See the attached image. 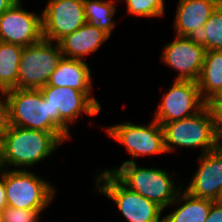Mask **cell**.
I'll list each match as a JSON object with an SVG mask.
<instances>
[{
	"label": "cell",
	"mask_w": 222,
	"mask_h": 222,
	"mask_svg": "<svg viewBox=\"0 0 222 222\" xmlns=\"http://www.w3.org/2000/svg\"><path fill=\"white\" fill-rule=\"evenodd\" d=\"M68 137L63 132H45L11 125L3 137L4 168L31 166L48 157Z\"/></svg>",
	"instance_id": "6da1fadb"
},
{
	"label": "cell",
	"mask_w": 222,
	"mask_h": 222,
	"mask_svg": "<svg viewBox=\"0 0 222 222\" xmlns=\"http://www.w3.org/2000/svg\"><path fill=\"white\" fill-rule=\"evenodd\" d=\"M162 128L166 152H171L174 146H185L200 147L204 154L219 147L215 114L206 105L192 116L164 123Z\"/></svg>",
	"instance_id": "7a4b0ae2"
},
{
	"label": "cell",
	"mask_w": 222,
	"mask_h": 222,
	"mask_svg": "<svg viewBox=\"0 0 222 222\" xmlns=\"http://www.w3.org/2000/svg\"><path fill=\"white\" fill-rule=\"evenodd\" d=\"M112 172L126 187L155 202L162 209L175 203L180 189L174 187L167 171L155 168L137 167L135 161H125Z\"/></svg>",
	"instance_id": "3957f363"
},
{
	"label": "cell",
	"mask_w": 222,
	"mask_h": 222,
	"mask_svg": "<svg viewBox=\"0 0 222 222\" xmlns=\"http://www.w3.org/2000/svg\"><path fill=\"white\" fill-rule=\"evenodd\" d=\"M6 93L10 125L45 132H62L52 122V107L40 90L15 88Z\"/></svg>",
	"instance_id": "277c9868"
},
{
	"label": "cell",
	"mask_w": 222,
	"mask_h": 222,
	"mask_svg": "<svg viewBox=\"0 0 222 222\" xmlns=\"http://www.w3.org/2000/svg\"><path fill=\"white\" fill-rule=\"evenodd\" d=\"M51 43L42 39L23 47L18 69V89L40 90L47 85L63 57L59 44L52 46Z\"/></svg>",
	"instance_id": "5b68a950"
},
{
	"label": "cell",
	"mask_w": 222,
	"mask_h": 222,
	"mask_svg": "<svg viewBox=\"0 0 222 222\" xmlns=\"http://www.w3.org/2000/svg\"><path fill=\"white\" fill-rule=\"evenodd\" d=\"M97 177L100 193L116 203L127 221L163 222V218L160 219L163 209L159 205L130 190L112 172L105 170Z\"/></svg>",
	"instance_id": "8992f818"
},
{
	"label": "cell",
	"mask_w": 222,
	"mask_h": 222,
	"mask_svg": "<svg viewBox=\"0 0 222 222\" xmlns=\"http://www.w3.org/2000/svg\"><path fill=\"white\" fill-rule=\"evenodd\" d=\"M8 206L17 209L43 210L52 201L55 189L27 170H4Z\"/></svg>",
	"instance_id": "52a82bcc"
},
{
	"label": "cell",
	"mask_w": 222,
	"mask_h": 222,
	"mask_svg": "<svg viewBox=\"0 0 222 222\" xmlns=\"http://www.w3.org/2000/svg\"><path fill=\"white\" fill-rule=\"evenodd\" d=\"M43 97L52 107V122L69 138L68 123L76 121L81 112L90 116L98 114L99 102L90 93H83L71 87L45 85L40 89Z\"/></svg>",
	"instance_id": "ba28073f"
},
{
	"label": "cell",
	"mask_w": 222,
	"mask_h": 222,
	"mask_svg": "<svg viewBox=\"0 0 222 222\" xmlns=\"http://www.w3.org/2000/svg\"><path fill=\"white\" fill-rule=\"evenodd\" d=\"M84 0H49L42 12L43 39L57 43L87 23Z\"/></svg>",
	"instance_id": "9c48e42d"
},
{
	"label": "cell",
	"mask_w": 222,
	"mask_h": 222,
	"mask_svg": "<svg viewBox=\"0 0 222 222\" xmlns=\"http://www.w3.org/2000/svg\"><path fill=\"white\" fill-rule=\"evenodd\" d=\"M206 102L202 99L197 82L175 80L173 86L162 97L154 120L164 123L181 120L199 112Z\"/></svg>",
	"instance_id": "30bf717a"
},
{
	"label": "cell",
	"mask_w": 222,
	"mask_h": 222,
	"mask_svg": "<svg viewBox=\"0 0 222 222\" xmlns=\"http://www.w3.org/2000/svg\"><path fill=\"white\" fill-rule=\"evenodd\" d=\"M111 138L125 145L134 157L165 153L162 126L155 120L150 125L129 123L117 124L107 128Z\"/></svg>",
	"instance_id": "8fae6325"
},
{
	"label": "cell",
	"mask_w": 222,
	"mask_h": 222,
	"mask_svg": "<svg viewBox=\"0 0 222 222\" xmlns=\"http://www.w3.org/2000/svg\"><path fill=\"white\" fill-rule=\"evenodd\" d=\"M20 2L0 16V41L25 47L43 39L42 16L24 10Z\"/></svg>",
	"instance_id": "7c38bea8"
},
{
	"label": "cell",
	"mask_w": 222,
	"mask_h": 222,
	"mask_svg": "<svg viewBox=\"0 0 222 222\" xmlns=\"http://www.w3.org/2000/svg\"><path fill=\"white\" fill-rule=\"evenodd\" d=\"M205 48L187 36H177L165 46L162 60L179 72L175 80L197 82L204 62Z\"/></svg>",
	"instance_id": "4fadbf2b"
},
{
	"label": "cell",
	"mask_w": 222,
	"mask_h": 222,
	"mask_svg": "<svg viewBox=\"0 0 222 222\" xmlns=\"http://www.w3.org/2000/svg\"><path fill=\"white\" fill-rule=\"evenodd\" d=\"M187 191L190 195L211 201H222V148L204 153Z\"/></svg>",
	"instance_id": "5bb4252c"
},
{
	"label": "cell",
	"mask_w": 222,
	"mask_h": 222,
	"mask_svg": "<svg viewBox=\"0 0 222 222\" xmlns=\"http://www.w3.org/2000/svg\"><path fill=\"white\" fill-rule=\"evenodd\" d=\"M109 37L103 30L86 23L73 33L66 35L58 44L63 57L82 60L87 54L97 51Z\"/></svg>",
	"instance_id": "9a60e30c"
},
{
	"label": "cell",
	"mask_w": 222,
	"mask_h": 222,
	"mask_svg": "<svg viewBox=\"0 0 222 222\" xmlns=\"http://www.w3.org/2000/svg\"><path fill=\"white\" fill-rule=\"evenodd\" d=\"M222 0H180L174 27L177 36H188L203 26Z\"/></svg>",
	"instance_id": "2e32d148"
},
{
	"label": "cell",
	"mask_w": 222,
	"mask_h": 222,
	"mask_svg": "<svg viewBox=\"0 0 222 222\" xmlns=\"http://www.w3.org/2000/svg\"><path fill=\"white\" fill-rule=\"evenodd\" d=\"M91 74L88 64L80 59L62 57L47 83L55 87H71L90 93Z\"/></svg>",
	"instance_id": "e0dca14e"
},
{
	"label": "cell",
	"mask_w": 222,
	"mask_h": 222,
	"mask_svg": "<svg viewBox=\"0 0 222 222\" xmlns=\"http://www.w3.org/2000/svg\"><path fill=\"white\" fill-rule=\"evenodd\" d=\"M180 191L176 196L175 203L185 201L182 206L172 213L164 216L163 222H205L208 218L211 204L214 201L198 198L190 195L187 191ZM177 201V202H176Z\"/></svg>",
	"instance_id": "ac0fdd59"
},
{
	"label": "cell",
	"mask_w": 222,
	"mask_h": 222,
	"mask_svg": "<svg viewBox=\"0 0 222 222\" xmlns=\"http://www.w3.org/2000/svg\"><path fill=\"white\" fill-rule=\"evenodd\" d=\"M197 85L205 102L222 87V51L207 50L205 52Z\"/></svg>",
	"instance_id": "d6986e66"
},
{
	"label": "cell",
	"mask_w": 222,
	"mask_h": 222,
	"mask_svg": "<svg viewBox=\"0 0 222 222\" xmlns=\"http://www.w3.org/2000/svg\"><path fill=\"white\" fill-rule=\"evenodd\" d=\"M23 46L0 41V90L18 88V69Z\"/></svg>",
	"instance_id": "ffe728a7"
},
{
	"label": "cell",
	"mask_w": 222,
	"mask_h": 222,
	"mask_svg": "<svg viewBox=\"0 0 222 222\" xmlns=\"http://www.w3.org/2000/svg\"><path fill=\"white\" fill-rule=\"evenodd\" d=\"M205 50L222 51V2L216 7L207 22L195 28L188 36Z\"/></svg>",
	"instance_id": "44dd1931"
},
{
	"label": "cell",
	"mask_w": 222,
	"mask_h": 222,
	"mask_svg": "<svg viewBox=\"0 0 222 222\" xmlns=\"http://www.w3.org/2000/svg\"><path fill=\"white\" fill-rule=\"evenodd\" d=\"M113 0H84V12L87 23L100 30H103L109 36L115 27V22L112 20L115 14L116 6Z\"/></svg>",
	"instance_id": "7402d4cb"
},
{
	"label": "cell",
	"mask_w": 222,
	"mask_h": 222,
	"mask_svg": "<svg viewBox=\"0 0 222 222\" xmlns=\"http://www.w3.org/2000/svg\"><path fill=\"white\" fill-rule=\"evenodd\" d=\"M128 13L136 16L159 17L164 14V0H125Z\"/></svg>",
	"instance_id": "603a6c76"
},
{
	"label": "cell",
	"mask_w": 222,
	"mask_h": 222,
	"mask_svg": "<svg viewBox=\"0 0 222 222\" xmlns=\"http://www.w3.org/2000/svg\"><path fill=\"white\" fill-rule=\"evenodd\" d=\"M42 210L17 209L7 206L2 211V222H38Z\"/></svg>",
	"instance_id": "cb8c5ba5"
},
{
	"label": "cell",
	"mask_w": 222,
	"mask_h": 222,
	"mask_svg": "<svg viewBox=\"0 0 222 222\" xmlns=\"http://www.w3.org/2000/svg\"><path fill=\"white\" fill-rule=\"evenodd\" d=\"M0 92L3 94V96H6L5 101L0 99V137H4L11 125L7 93L3 90H0Z\"/></svg>",
	"instance_id": "d4e9b609"
},
{
	"label": "cell",
	"mask_w": 222,
	"mask_h": 222,
	"mask_svg": "<svg viewBox=\"0 0 222 222\" xmlns=\"http://www.w3.org/2000/svg\"><path fill=\"white\" fill-rule=\"evenodd\" d=\"M206 106L214 114L222 109V87L206 101Z\"/></svg>",
	"instance_id": "484cf974"
},
{
	"label": "cell",
	"mask_w": 222,
	"mask_h": 222,
	"mask_svg": "<svg viewBox=\"0 0 222 222\" xmlns=\"http://www.w3.org/2000/svg\"><path fill=\"white\" fill-rule=\"evenodd\" d=\"M205 222H222V201H214L211 204L210 212Z\"/></svg>",
	"instance_id": "4316f807"
},
{
	"label": "cell",
	"mask_w": 222,
	"mask_h": 222,
	"mask_svg": "<svg viewBox=\"0 0 222 222\" xmlns=\"http://www.w3.org/2000/svg\"><path fill=\"white\" fill-rule=\"evenodd\" d=\"M1 170H0V210L3 211L8 206V204H7L6 191L4 187V168Z\"/></svg>",
	"instance_id": "83f0119b"
},
{
	"label": "cell",
	"mask_w": 222,
	"mask_h": 222,
	"mask_svg": "<svg viewBox=\"0 0 222 222\" xmlns=\"http://www.w3.org/2000/svg\"><path fill=\"white\" fill-rule=\"evenodd\" d=\"M215 118L217 142L218 146L222 148V143H220L222 141V109L215 114Z\"/></svg>",
	"instance_id": "f1b7e54d"
},
{
	"label": "cell",
	"mask_w": 222,
	"mask_h": 222,
	"mask_svg": "<svg viewBox=\"0 0 222 222\" xmlns=\"http://www.w3.org/2000/svg\"><path fill=\"white\" fill-rule=\"evenodd\" d=\"M18 0H0V16Z\"/></svg>",
	"instance_id": "f546056e"
},
{
	"label": "cell",
	"mask_w": 222,
	"mask_h": 222,
	"mask_svg": "<svg viewBox=\"0 0 222 222\" xmlns=\"http://www.w3.org/2000/svg\"><path fill=\"white\" fill-rule=\"evenodd\" d=\"M4 168V143L3 137H0V170Z\"/></svg>",
	"instance_id": "4dcf8cb0"
},
{
	"label": "cell",
	"mask_w": 222,
	"mask_h": 222,
	"mask_svg": "<svg viewBox=\"0 0 222 222\" xmlns=\"http://www.w3.org/2000/svg\"><path fill=\"white\" fill-rule=\"evenodd\" d=\"M0 222H2V211L0 210Z\"/></svg>",
	"instance_id": "1f68e13d"
}]
</instances>
